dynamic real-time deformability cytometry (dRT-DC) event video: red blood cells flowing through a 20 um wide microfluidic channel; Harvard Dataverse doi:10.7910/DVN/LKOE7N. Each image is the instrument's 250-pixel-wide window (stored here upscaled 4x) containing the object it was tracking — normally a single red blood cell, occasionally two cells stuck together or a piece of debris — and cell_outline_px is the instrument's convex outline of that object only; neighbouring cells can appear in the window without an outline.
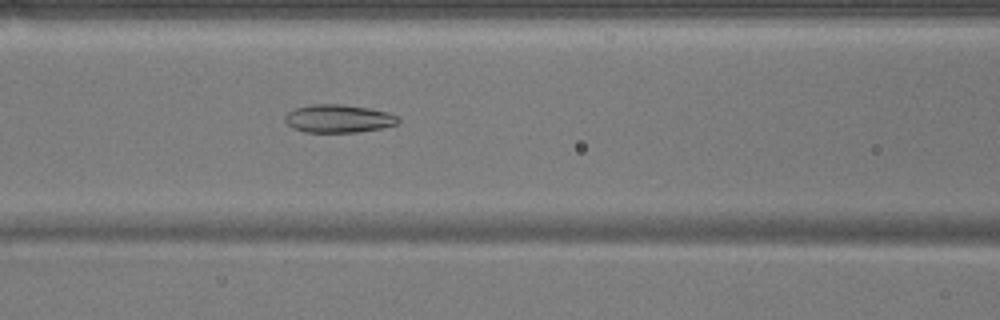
{"species": "common noctule bat (a hibernating species)", "species_latin": "Nyctalus noctula", "temperature_condition": "warm", "stored_images_in_passage": 46, "camera_frame_rate_fps": 3000, "um_per_image_px": 0.085, "animal": {"sex": "male", "body_mass_g": 17.9}, "frame": {"image": 1, "passage_image": 22, "time_ms": 7.0, "image_size_px": [1000, 320], "cell_outline_px": [[400, 120], [396, 124], [380, 128], [360, 132], [304, 132], [292, 128], [284, 120], [284, 116], [288, 112], [296, 108], [312, 104], [340, 104], [368, 108], [388, 112], [396, 116]], "centroid_in_image_um": [28.74, 10.08], "position_along_channel_um": 137.9, "area_um2": 18.44}}
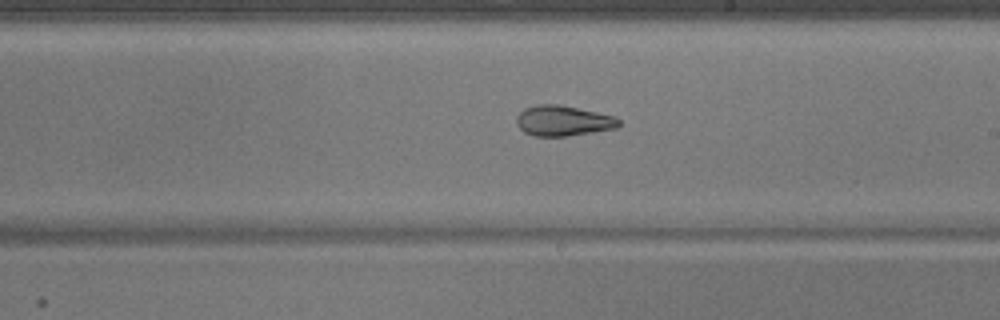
{"frame": {"image": 2, "passage_image": 30, "time_ms": 9.667, "image_size_px": [1000, 320], "cell_outline_px": [[620, 124], [616, 128], [592, 132], [564, 136], [536, 136], [524, 132], [516, 124], [516, 116], [524, 108], [536, 104], [560, 104], [596, 112], [612, 116], [620, 120]], "centroid_in_image_um": [47.82, 10.25], "position_along_channel_um": 241.2, "area_um2": 18.03}}
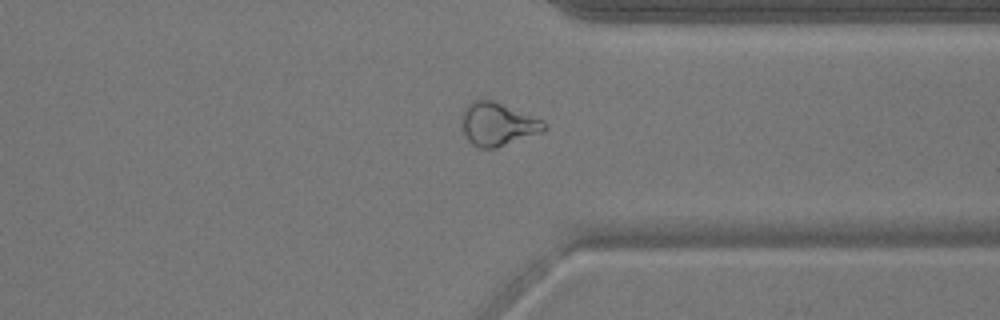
{"frame": {"image": 3, "passage_image": 40, "time_ms": 13.0, "image_size_px": [1000, 320], "cell_outline_px": [[548, 128], [544, 132], [496, 148], [480, 148], [472, 144], [468, 140], [460, 124], [460, 112], [472, 100], [492, 100], [544, 120]], "centroid_in_image_um": [42.29, 10.56], "position_along_channel_um": 369.1, "area_um2": 21.04}, "authors_computed_cell_mechanics": {"area_um2": 20.7791, "velocity_mm_per_s": 3.8799, "shape_relaxation_time_tau1_ms": null, "shape_relaxation_time_tau2_ms": 3.971, "deformation_change_tau1": null, "deformation_change_tau2": 0.1118}}